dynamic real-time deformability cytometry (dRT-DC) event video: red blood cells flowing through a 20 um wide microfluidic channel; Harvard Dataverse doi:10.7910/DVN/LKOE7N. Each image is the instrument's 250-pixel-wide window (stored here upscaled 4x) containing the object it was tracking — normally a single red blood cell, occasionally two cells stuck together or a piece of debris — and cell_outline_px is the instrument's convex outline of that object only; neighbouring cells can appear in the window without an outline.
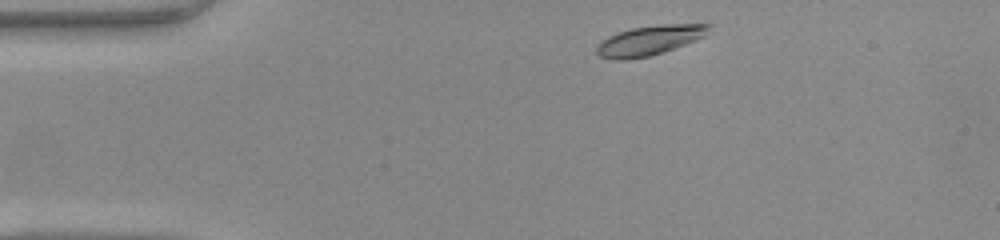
{"species": "common noctule bat (a hibernating species)", "species_latin": "Nyctalus noctula", "temperature_condition": "warm", "stored_images_in_passage": 42, "camera_frame_rate_fps": 3000, "um_per_image_px": 0.085, "animal": {"sex": "female", "body_mass_g": 22.0, "forearm_length_mm": 56.7}, "frame": {"image": 1, "passage_image": 2, "time_ms": 0.333, "image_size_px": [1000, 240], "cell_outline_px": [[712, 24], [704, 36], [696, 40], [648, 56], [624, 60], [612, 60], [600, 56], [596, 52], [596, 48], [608, 36], [632, 28], [664, 24]], "centroid_in_image_um": [55.19, 3.43], "position_along_channel_um": 29.8, "area_um2": 18.9}}
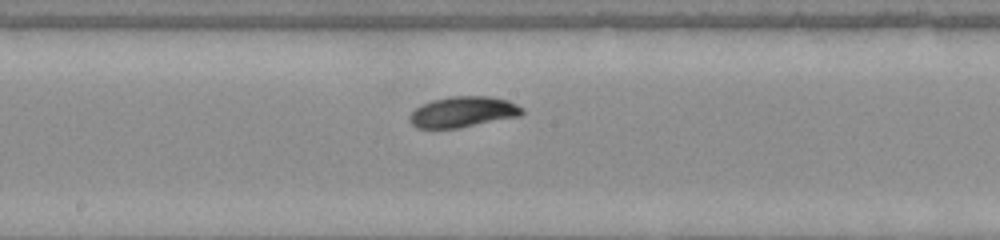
{"frame": {"image": 2, "passage_image": 19, "time_ms": 6.0, "image_size_px": [1000, 240], "cell_outline_px": [[524, 112], [520, 116], [460, 128], [416, 128], [408, 120], [412, 112], [416, 108], [432, 100], [452, 96], [488, 96], [508, 100], [524, 108]], "centroid_in_image_um": [39.38, 9.52], "position_along_channel_um": 208.8, "area_um2": 20.17}}
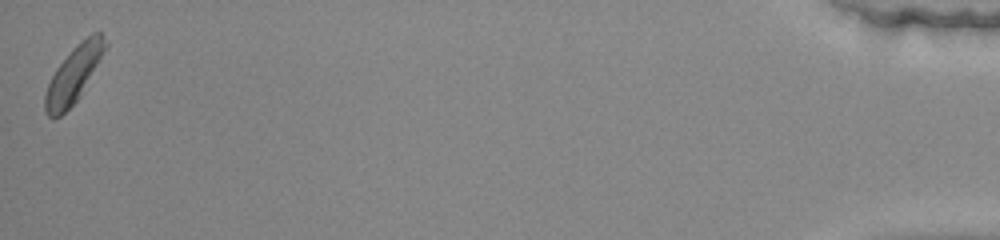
{"frame": {"image": 3, "passage_image": 42, "time_ms": 13.667, "image_size_px": [1000, 240], "cell_outline_px": [[108, 44], [80, 96], [60, 116], [48, 116], [44, 112], [44, 96], [48, 84], [56, 68], [72, 48], [76, 44], [92, 32], [100, 32], [104, 36]], "centroid_in_image_um": [6.26, 6.3], "position_along_channel_um": 428.9, "area_um2": 19.42}, "authors_computed_cell_mechanics": {"area_um2": 19.6231, "velocity_mm_per_s": 4.1464, "shape_relaxation_time_tau1_ms": 2.6768, "shape_relaxation_time_tau2_ms": null, "deformation_change_tau1": 0.1395, "deformation_change_tau2": null}}